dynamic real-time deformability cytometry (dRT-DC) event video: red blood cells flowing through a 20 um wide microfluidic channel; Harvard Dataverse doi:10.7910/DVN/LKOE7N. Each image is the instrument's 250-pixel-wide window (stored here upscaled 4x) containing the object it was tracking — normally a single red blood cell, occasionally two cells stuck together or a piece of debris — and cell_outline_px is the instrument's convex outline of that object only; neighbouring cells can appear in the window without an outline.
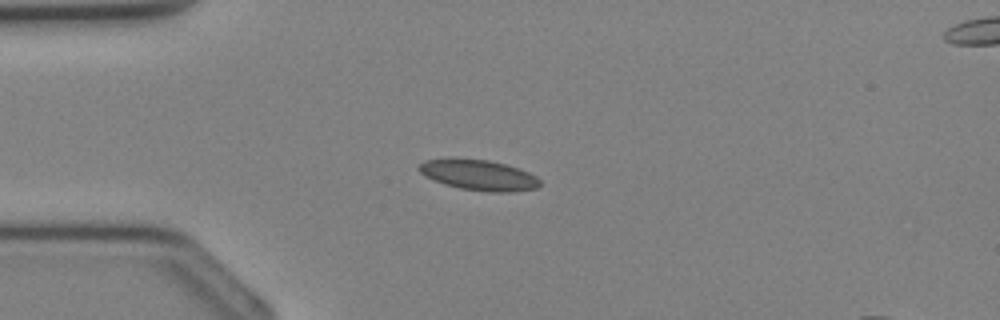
{"species": "Egyptian fruit bat (a non-hibernating species)", "species_latin": "Rousettus aegyptiacus", "temperature_condition": "cold", "stored_images_in_passage": 37, "segment_of_instrument_passage": [1, 2], "camera_frame_rate_fps": 3000, "um_per_image_px": 0.085, "animal": {"sex": "female"}, "frame": {"image": 1, "passage_image": 9, "time_ms": 2.667, "image_size_px": [1000, 320], "cell_outline_px": [[540, 184], [536, 188], [512, 192], [492, 192], [460, 188], [444, 184], [424, 176], [420, 172], [420, 164], [424, 160], [488, 160], [504, 164], [528, 172], [536, 176], [540, 180]], "centroid_in_image_um": [40.73, 14.91], "position_along_channel_um": 44.3, "area_um2": 20.81}}
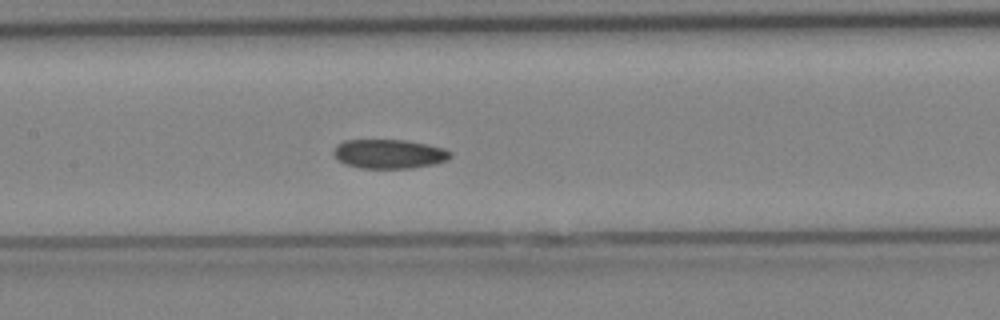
{"frame": {"image": 2, "passage_image": 17, "time_ms": 5.333, "image_size_px": [1000, 320], "cell_outline_px": [[452, 156], [448, 160], [436, 164], [412, 168], [360, 168], [348, 164], [340, 160], [332, 152], [336, 144], [344, 140], [404, 140], [428, 144], [444, 148], [452, 152]], "centroid_in_image_um": [33.12, 13.08], "position_along_channel_um": 174.3, "area_um2": 19.94}}
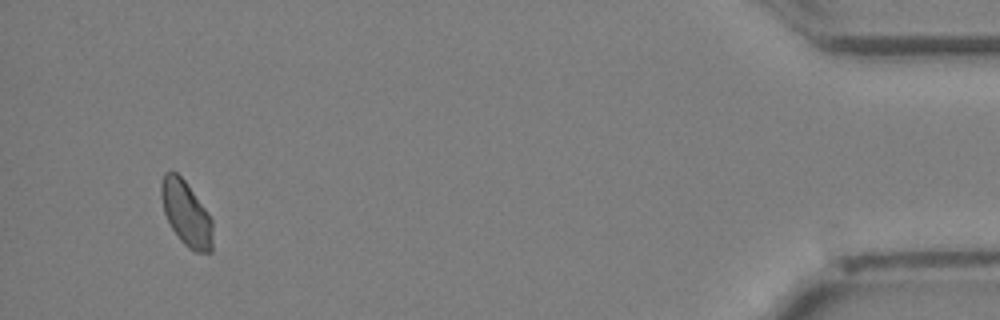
{"frame": {"image": 3, "passage_image": 34, "time_ms": 11.0, "image_size_px": [1000, 320], "cell_outline_px": [[212, 252], [196, 252], [188, 248], [180, 240], [172, 228], [164, 212], [160, 196], [160, 184], [164, 172], [176, 172], [184, 180], [208, 212], [212, 220]], "centroid_in_image_um": [15.81, 18.14], "position_along_channel_um": 419.4, "area_um2": 19.36}}